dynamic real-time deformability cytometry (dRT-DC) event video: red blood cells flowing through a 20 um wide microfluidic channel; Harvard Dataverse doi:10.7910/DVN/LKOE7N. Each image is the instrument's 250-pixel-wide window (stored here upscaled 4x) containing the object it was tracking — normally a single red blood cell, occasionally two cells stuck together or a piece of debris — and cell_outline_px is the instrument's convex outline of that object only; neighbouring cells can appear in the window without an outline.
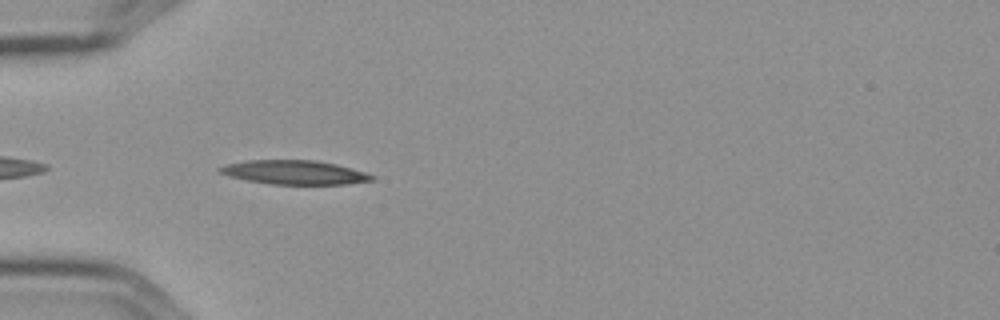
{"species": "Egyptian fruit bat (a non-hibernating species)", "species_latin": "Rousettus aegyptiacus", "temperature_condition": "cold", "stored_images_in_passage": 6, "camera_frame_rate_fps": 3000, "um_per_image_px": 0.085, "frame": {"image": 1, "passage_image": 4, "time_ms": 1.0, "image_size_px": [1000, 320], "cell_outline_px": [[376, 176], [372, 180], [348, 184], [272, 184], [248, 180], [216, 172], [216, 168], [224, 164], [248, 160], [316, 160], [336, 164], [364, 172]], "centroid_in_image_um": [24.99, 14.64], "position_along_channel_um": 60.0, "area_um2": 21.21}}
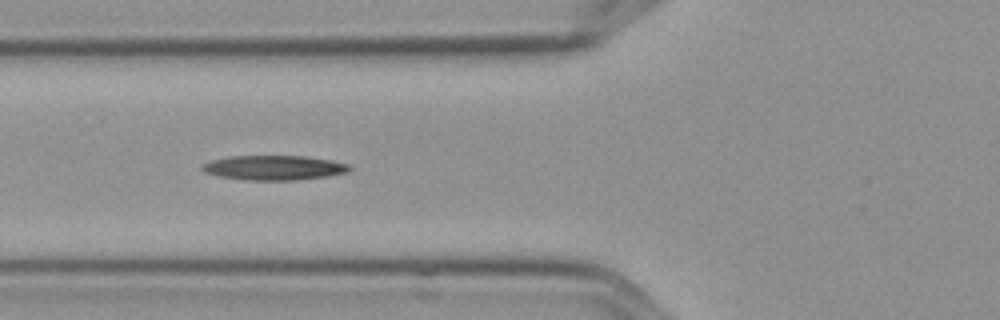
{"frame": {"image": 2, "passage_image": 5, "time_ms": 1.333, "image_size_px": [1000, 320], "cell_outline_px": [[352, 168], [348, 172], [328, 176], [296, 180], [244, 180], [220, 176], [204, 172], [200, 168], [200, 164], [212, 160], [228, 156], [304, 156], [332, 160], [348, 164]], "centroid_in_image_um": [23.27, 14.25], "position_along_channel_um": 102.5, "area_um2": 21.27}}
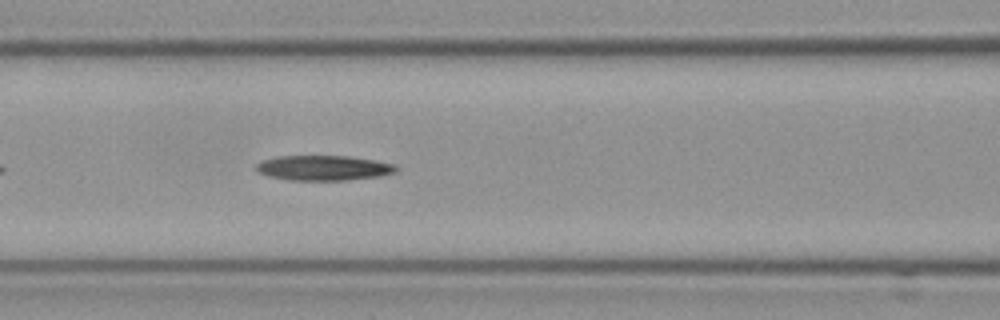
{"frame": {"image": 3, "passage_image": 6, "time_ms": 1.667, "image_size_px": [1000, 320], "cell_outline_px": [[400, 168], [396, 172], [380, 176], [348, 180], [292, 180], [268, 176], [256, 172], [256, 164], [264, 160], [276, 156], [348, 156], [376, 160], [396, 164]], "centroid_in_image_um": [27.54, 14.27], "position_along_channel_um": 139.1, "area_um2": 20.58}}